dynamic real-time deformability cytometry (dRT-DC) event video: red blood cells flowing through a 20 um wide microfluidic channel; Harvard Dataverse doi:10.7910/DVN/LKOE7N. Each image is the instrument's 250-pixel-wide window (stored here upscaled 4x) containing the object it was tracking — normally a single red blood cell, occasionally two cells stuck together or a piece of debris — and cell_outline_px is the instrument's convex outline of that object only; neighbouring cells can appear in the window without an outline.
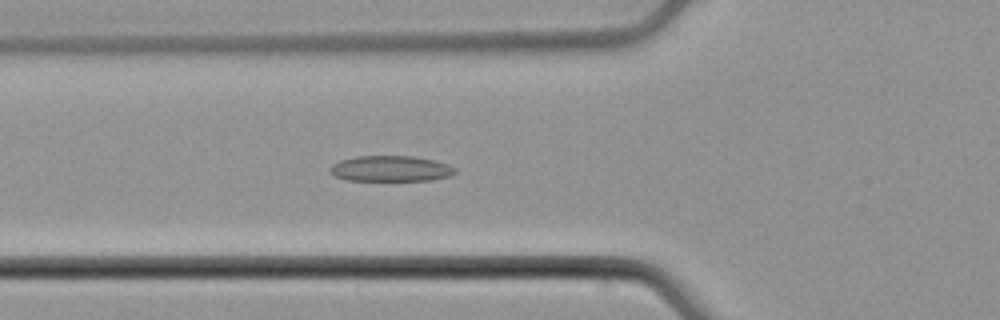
{"species": "common noctule bat (a hibernating species)", "species_latin": "Nyctalus noctula", "temperature_condition": "cold", "stored_images_in_passage": 52, "camera_frame_rate_fps": 3000, "um_per_image_px": 0.085, "animal": {"sex": "male", "body_mass_g": 21.5, "forearm_length_mm": 52.0}, "frame": {"image": 1, "passage_image": 19, "time_ms": 6.0, "image_size_px": [1000, 320], "cell_outline_px": [[456, 172], [448, 176], [432, 180], [344, 180], [328, 172], [328, 168], [332, 164], [340, 160], [356, 156], [412, 156], [432, 160], [448, 164], [456, 168]], "centroid_in_image_um": [33.16, 14.33], "position_along_channel_um": 92.6, "area_um2": 18.73}}
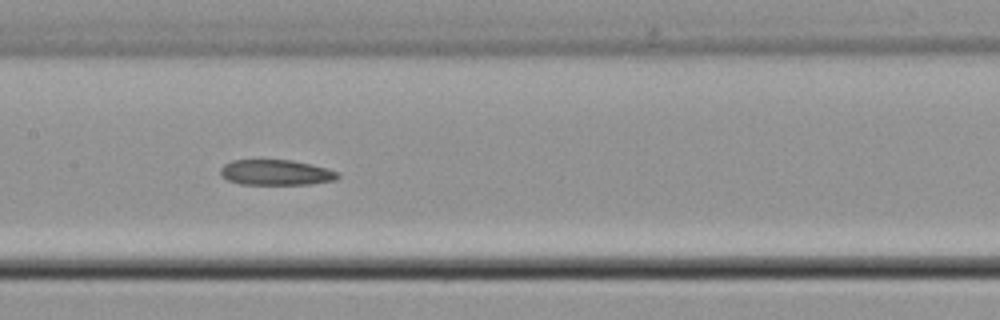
{"frame": {"image": 2, "passage_image": 26, "time_ms": 8.333, "image_size_px": [1000, 320], "cell_outline_px": [[340, 176], [336, 180], [308, 184], [240, 184], [228, 180], [220, 176], [220, 168], [224, 164], [232, 160], [292, 160], [324, 168], [336, 172]], "centroid_in_image_um": [23.39, 14.66], "position_along_channel_um": 184.0, "area_um2": 17.22}}
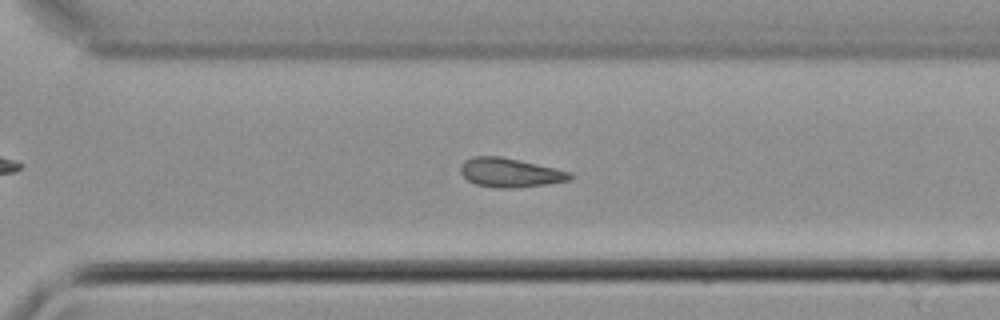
{"frame": {"image": 3, "passage_image": 37, "time_ms": 12.0, "image_size_px": [1000, 320], "cell_outline_px": [[572, 180], [544, 184], [512, 188], [496, 188], [476, 184], [468, 180], [460, 172], [460, 164], [464, 160], [472, 156], [500, 156], [556, 168], [572, 172]], "centroid_in_image_um": [43.34, 14.66], "position_along_channel_um": 327.3, "area_um2": 18.55}}